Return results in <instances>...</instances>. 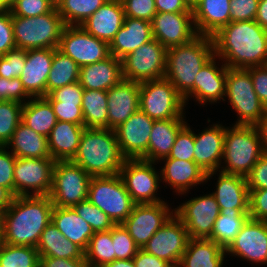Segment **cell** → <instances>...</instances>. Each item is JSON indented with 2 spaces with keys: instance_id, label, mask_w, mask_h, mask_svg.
I'll return each mask as SVG.
<instances>
[{
  "instance_id": "obj_1",
  "label": "cell",
  "mask_w": 267,
  "mask_h": 267,
  "mask_svg": "<svg viewBox=\"0 0 267 267\" xmlns=\"http://www.w3.org/2000/svg\"><path fill=\"white\" fill-rule=\"evenodd\" d=\"M211 37L215 56L228 68L267 65V30L255 20L230 22Z\"/></svg>"
},
{
  "instance_id": "obj_2",
  "label": "cell",
  "mask_w": 267,
  "mask_h": 267,
  "mask_svg": "<svg viewBox=\"0 0 267 267\" xmlns=\"http://www.w3.org/2000/svg\"><path fill=\"white\" fill-rule=\"evenodd\" d=\"M49 195L15 196L3 213V243L35 247L52 221Z\"/></svg>"
},
{
  "instance_id": "obj_3",
  "label": "cell",
  "mask_w": 267,
  "mask_h": 267,
  "mask_svg": "<svg viewBox=\"0 0 267 267\" xmlns=\"http://www.w3.org/2000/svg\"><path fill=\"white\" fill-rule=\"evenodd\" d=\"M211 36L197 35L189 43L167 49L165 78L187 101L194 99V81L203 66L214 56Z\"/></svg>"
},
{
  "instance_id": "obj_4",
  "label": "cell",
  "mask_w": 267,
  "mask_h": 267,
  "mask_svg": "<svg viewBox=\"0 0 267 267\" xmlns=\"http://www.w3.org/2000/svg\"><path fill=\"white\" fill-rule=\"evenodd\" d=\"M125 160L114 130L85 128L78 151L71 161L90 176L100 177L119 174Z\"/></svg>"
},
{
  "instance_id": "obj_5",
  "label": "cell",
  "mask_w": 267,
  "mask_h": 267,
  "mask_svg": "<svg viewBox=\"0 0 267 267\" xmlns=\"http://www.w3.org/2000/svg\"><path fill=\"white\" fill-rule=\"evenodd\" d=\"M263 153L255 125L226 127L220 171L246 177Z\"/></svg>"
},
{
  "instance_id": "obj_6",
  "label": "cell",
  "mask_w": 267,
  "mask_h": 267,
  "mask_svg": "<svg viewBox=\"0 0 267 267\" xmlns=\"http://www.w3.org/2000/svg\"><path fill=\"white\" fill-rule=\"evenodd\" d=\"M16 48L58 49L65 23L56 7L36 17L12 16Z\"/></svg>"
},
{
  "instance_id": "obj_7",
  "label": "cell",
  "mask_w": 267,
  "mask_h": 267,
  "mask_svg": "<svg viewBox=\"0 0 267 267\" xmlns=\"http://www.w3.org/2000/svg\"><path fill=\"white\" fill-rule=\"evenodd\" d=\"M225 97L238 115L234 125H255L267 113L247 69L227 67Z\"/></svg>"
},
{
  "instance_id": "obj_8",
  "label": "cell",
  "mask_w": 267,
  "mask_h": 267,
  "mask_svg": "<svg viewBox=\"0 0 267 267\" xmlns=\"http://www.w3.org/2000/svg\"><path fill=\"white\" fill-rule=\"evenodd\" d=\"M185 102L165 77L140 82L139 109L154 121L184 118Z\"/></svg>"
},
{
  "instance_id": "obj_9",
  "label": "cell",
  "mask_w": 267,
  "mask_h": 267,
  "mask_svg": "<svg viewBox=\"0 0 267 267\" xmlns=\"http://www.w3.org/2000/svg\"><path fill=\"white\" fill-rule=\"evenodd\" d=\"M88 200L108 215L115 224H122L135 205L119 174L92 177Z\"/></svg>"
},
{
  "instance_id": "obj_10",
  "label": "cell",
  "mask_w": 267,
  "mask_h": 267,
  "mask_svg": "<svg viewBox=\"0 0 267 267\" xmlns=\"http://www.w3.org/2000/svg\"><path fill=\"white\" fill-rule=\"evenodd\" d=\"M90 176L81 166L68 161H56L49 197L54 206L73 207L88 199Z\"/></svg>"
},
{
  "instance_id": "obj_11",
  "label": "cell",
  "mask_w": 267,
  "mask_h": 267,
  "mask_svg": "<svg viewBox=\"0 0 267 267\" xmlns=\"http://www.w3.org/2000/svg\"><path fill=\"white\" fill-rule=\"evenodd\" d=\"M156 162L142 159H126L119 175L135 204L162 202L157 192L160 189L161 173L155 170Z\"/></svg>"
},
{
  "instance_id": "obj_12",
  "label": "cell",
  "mask_w": 267,
  "mask_h": 267,
  "mask_svg": "<svg viewBox=\"0 0 267 267\" xmlns=\"http://www.w3.org/2000/svg\"><path fill=\"white\" fill-rule=\"evenodd\" d=\"M167 49L155 38L122 59L123 79L144 82L165 77Z\"/></svg>"
},
{
  "instance_id": "obj_13",
  "label": "cell",
  "mask_w": 267,
  "mask_h": 267,
  "mask_svg": "<svg viewBox=\"0 0 267 267\" xmlns=\"http://www.w3.org/2000/svg\"><path fill=\"white\" fill-rule=\"evenodd\" d=\"M55 162L52 157H16L13 174L15 196L49 195Z\"/></svg>"
},
{
  "instance_id": "obj_14",
  "label": "cell",
  "mask_w": 267,
  "mask_h": 267,
  "mask_svg": "<svg viewBox=\"0 0 267 267\" xmlns=\"http://www.w3.org/2000/svg\"><path fill=\"white\" fill-rule=\"evenodd\" d=\"M219 205L212 193L193 197L174 208V215L184 224L192 239H210Z\"/></svg>"
},
{
  "instance_id": "obj_15",
  "label": "cell",
  "mask_w": 267,
  "mask_h": 267,
  "mask_svg": "<svg viewBox=\"0 0 267 267\" xmlns=\"http://www.w3.org/2000/svg\"><path fill=\"white\" fill-rule=\"evenodd\" d=\"M58 50L79 67L102 61L111 55L107 42L89 34L81 26H65Z\"/></svg>"
},
{
  "instance_id": "obj_16",
  "label": "cell",
  "mask_w": 267,
  "mask_h": 267,
  "mask_svg": "<svg viewBox=\"0 0 267 267\" xmlns=\"http://www.w3.org/2000/svg\"><path fill=\"white\" fill-rule=\"evenodd\" d=\"M171 208L165 201L154 204H135L122 225L139 248H142L174 215V208Z\"/></svg>"
},
{
  "instance_id": "obj_17",
  "label": "cell",
  "mask_w": 267,
  "mask_h": 267,
  "mask_svg": "<svg viewBox=\"0 0 267 267\" xmlns=\"http://www.w3.org/2000/svg\"><path fill=\"white\" fill-rule=\"evenodd\" d=\"M190 236L184 224L173 215L142 247L146 252L178 267Z\"/></svg>"
},
{
  "instance_id": "obj_18",
  "label": "cell",
  "mask_w": 267,
  "mask_h": 267,
  "mask_svg": "<svg viewBox=\"0 0 267 267\" xmlns=\"http://www.w3.org/2000/svg\"><path fill=\"white\" fill-rule=\"evenodd\" d=\"M153 124L154 120L139 109L114 129L121 153L126 159L147 161Z\"/></svg>"
},
{
  "instance_id": "obj_19",
  "label": "cell",
  "mask_w": 267,
  "mask_h": 267,
  "mask_svg": "<svg viewBox=\"0 0 267 267\" xmlns=\"http://www.w3.org/2000/svg\"><path fill=\"white\" fill-rule=\"evenodd\" d=\"M226 255L257 265L267 264V221L248 218L226 249Z\"/></svg>"
},
{
  "instance_id": "obj_20",
  "label": "cell",
  "mask_w": 267,
  "mask_h": 267,
  "mask_svg": "<svg viewBox=\"0 0 267 267\" xmlns=\"http://www.w3.org/2000/svg\"><path fill=\"white\" fill-rule=\"evenodd\" d=\"M151 28L153 38L166 49L187 44L198 35L192 13H157Z\"/></svg>"
},
{
  "instance_id": "obj_21",
  "label": "cell",
  "mask_w": 267,
  "mask_h": 267,
  "mask_svg": "<svg viewBox=\"0 0 267 267\" xmlns=\"http://www.w3.org/2000/svg\"><path fill=\"white\" fill-rule=\"evenodd\" d=\"M214 174H217L218 179L216 188L211 193L219 205L220 212H249L246 177L227 174L220 170L212 171L206 173V183L212 179Z\"/></svg>"
},
{
  "instance_id": "obj_22",
  "label": "cell",
  "mask_w": 267,
  "mask_h": 267,
  "mask_svg": "<svg viewBox=\"0 0 267 267\" xmlns=\"http://www.w3.org/2000/svg\"><path fill=\"white\" fill-rule=\"evenodd\" d=\"M226 126L219 122L194 133V162L206 173L219 171L223 158Z\"/></svg>"
},
{
  "instance_id": "obj_23",
  "label": "cell",
  "mask_w": 267,
  "mask_h": 267,
  "mask_svg": "<svg viewBox=\"0 0 267 267\" xmlns=\"http://www.w3.org/2000/svg\"><path fill=\"white\" fill-rule=\"evenodd\" d=\"M140 83L122 79L107 91L108 129L114 130L139 110Z\"/></svg>"
},
{
  "instance_id": "obj_24",
  "label": "cell",
  "mask_w": 267,
  "mask_h": 267,
  "mask_svg": "<svg viewBox=\"0 0 267 267\" xmlns=\"http://www.w3.org/2000/svg\"><path fill=\"white\" fill-rule=\"evenodd\" d=\"M217 56H213L199 71L194 81V100L202 106L219 101H224L226 89L227 66L216 62ZM218 65V66H217ZM220 66V67H219Z\"/></svg>"
},
{
  "instance_id": "obj_25",
  "label": "cell",
  "mask_w": 267,
  "mask_h": 267,
  "mask_svg": "<svg viewBox=\"0 0 267 267\" xmlns=\"http://www.w3.org/2000/svg\"><path fill=\"white\" fill-rule=\"evenodd\" d=\"M54 57V49L26 50V62L20 79L31 97L46 96V82Z\"/></svg>"
},
{
  "instance_id": "obj_26",
  "label": "cell",
  "mask_w": 267,
  "mask_h": 267,
  "mask_svg": "<svg viewBox=\"0 0 267 267\" xmlns=\"http://www.w3.org/2000/svg\"><path fill=\"white\" fill-rule=\"evenodd\" d=\"M161 161L165 164L159 169L161 181L166 182L178 195H185L198 184H206V172L194 161L174 158H163Z\"/></svg>"
},
{
  "instance_id": "obj_27",
  "label": "cell",
  "mask_w": 267,
  "mask_h": 267,
  "mask_svg": "<svg viewBox=\"0 0 267 267\" xmlns=\"http://www.w3.org/2000/svg\"><path fill=\"white\" fill-rule=\"evenodd\" d=\"M125 17L122 2L107 0L81 27L94 37L110 44L123 26Z\"/></svg>"
},
{
  "instance_id": "obj_28",
  "label": "cell",
  "mask_w": 267,
  "mask_h": 267,
  "mask_svg": "<svg viewBox=\"0 0 267 267\" xmlns=\"http://www.w3.org/2000/svg\"><path fill=\"white\" fill-rule=\"evenodd\" d=\"M153 39L151 22L125 17L123 26L109 44L110 54L122 60L141 45Z\"/></svg>"
},
{
  "instance_id": "obj_29",
  "label": "cell",
  "mask_w": 267,
  "mask_h": 267,
  "mask_svg": "<svg viewBox=\"0 0 267 267\" xmlns=\"http://www.w3.org/2000/svg\"><path fill=\"white\" fill-rule=\"evenodd\" d=\"M122 79V60L113 55L102 61L80 67L79 83L86 90L108 91Z\"/></svg>"
},
{
  "instance_id": "obj_30",
  "label": "cell",
  "mask_w": 267,
  "mask_h": 267,
  "mask_svg": "<svg viewBox=\"0 0 267 267\" xmlns=\"http://www.w3.org/2000/svg\"><path fill=\"white\" fill-rule=\"evenodd\" d=\"M230 0H199L192 14L198 35L213 36L230 23Z\"/></svg>"
},
{
  "instance_id": "obj_31",
  "label": "cell",
  "mask_w": 267,
  "mask_h": 267,
  "mask_svg": "<svg viewBox=\"0 0 267 267\" xmlns=\"http://www.w3.org/2000/svg\"><path fill=\"white\" fill-rule=\"evenodd\" d=\"M85 127L66 121H57L50 131L48 148L55 161L72 160L76 155Z\"/></svg>"
},
{
  "instance_id": "obj_32",
  "label": "cell",
  "mask_w": 267,
  "mask_h": 267,
  "mask_svg": "<svg viewBox=\"0 0 267 267\" xmlns=\"http://www.w3.org/2000/svg\"><path fill=\"white\" fill-rule=\"evenodd\" d=\"M187 124L185 118L154 121L147 150V161L158 163L168 157L178 132Z\"/></svg>"
},
{
  "instance_id": "obj_33",
  "label": "cell",
  "mask_w": 267,
  "mask_h": 267,
  "mask_svg": "<svg viewBox=\"0 0 267 267\" xmlns=\"http://www.w3.org/2000/svg\"><path fill=\"white\" fill-rule=\"evenodd\" d=\"M226 250L210 239H189L178 267H223Z\"/></svg>"
},
{
  "instance_id": "obj_34",
  "label": "cell",
  "mask_w": 267,
  "mask_h": 267,
  "mask_svg": "<svg viewBox=\"0 0 267 267\" xmlns=\"http://www.w3.org/2000/svg\"><path fill=\"white\" fill-rule=\"evenodd\" d=\"M52 222L67 239L77 244L84 251L87 249L94 231L72 207L54 206Z\"/></svg>"
},
{
  "instance_id": "obj_35",
  "label": "cell",
  "mask_w": 267,
  "mask_h": 267,
  "mask_svg": "<svg viewBox=\"0 0 267 267\" xmlns=\"http://www.w3.org/2000/svg\"><path fill=\"white\" fill-rule=\"evenodd\" d=\"M6 147L20 158H50L47 137L38 134L24 123L15 129Z\"/></svg>"
},
{
  "instance_id": "obj_36",
  "label": "cell",
  "mask_w": 267,
  "mask_h": 267,
  "mask_svg": "<svg viewBox=\"0 0 267 267\" xmlns=\"http://www.w3.org/2000/svg\"><path fill=\"white\" fill-rule=\"evenodd\" d=\"M39 256L85 259L84 250L67 239L51 221L41 233L36 246Z\"/></svg>"
},
{
  "instance_id": "obj_37",
  "label": "cell",
  "mask_w": 267,
  "mask_h": 267,
  "mask_svg": "<svg viewBox=\"0 0 267 267\" xmlns=\"http://www.w3.org/2000/svg\"><path fill=\"white\" fill-rule=\"evenodd\" d=\"M21 122L38 134L48 137L57 118L45 97H32L23 105Z\"/></svg>"
},
{
  "instance_id": "obj_38",
  "label": "cell",
  "mask_w": 267,
  "mask_h": 267,
  "mask_svg": "<svg viewBox=\"0 0 267 267\" xmlns=\"http://www.w3.org/2000/svg\"><path fill=\"white\" fill-rule=\"evenodd\" d=\"M81 107L85 128H108L107 91L84 89Z\"/></svg>"
},
{
  "instance_id": "obj_39",
  "label": "cell",
  "mask_w": 267,
  "mask_h": 267,
  "mask_svg": "<svg viewBox=\"0 0 267 267\" xmlns=\"http://www.w3.org/2000/svg\"><path fill=\"white\" fill-rule=\"evenodd\" d=\"M80 67L70 57L54 49V57L46 82V95L54 89L79 81Z\"/></svg>"
},
{
  "instance_id": "obj_40",
  "label": "cell",
  "mask_w": 267,
  "mask_h": 267,
  "mask_svg": "<svg viewBox=\"0 0 267 267\" xmlns=\"http://www.w3.org/2000/svg\"><path fill=\"white\" fill-rule=\"evenodd\" d=\"M248 218L249 212H220L215 220L210 240L226 250Z\"/></svg>"
},
{
  "instance_id": "obj_41",
  "label": "cell",
  "mask_w": 267,
  "mask_h": 267,
  "mask_svg": "<svg viewBox=\"0 0 267 267\" xmlns=\"http://www.w3.org/2000/svg\"><path fill=\"white\" fill-rule=\"evenodd\" d=\"M84 257L89 267H104L115 260L112 228L108 231L94 232L84 251Z\"/></svg>"
},
{
  "instance_id": "obj_42",
  "label": "cell",
  "mask_w": 267,
  "mask_h": 267,
  "mask_svg": "<svg viewBox=\"0 0 267 267\" xmlns=\"http://www.w3.org/2000/svg\"><path fill=\"white\" fill-rule=\"evenodd\" d=\"M107 0H62L56 7L67 26H81Z\"/></svg>"
},
{
  "instance_id": "obj_43",
  "label": "cell",
  "mask_w": 267,
  "mask_h": 267,
  "mask_svg": "<svg viewBox=\"0 0 267 267\" xmlns=\"http://www.w3.org/2000/svg\"><path fill=\"white\" fill-rule=\"evenodd\" d=\"M0 267H39V254L35 247L0 244Z\"/></svg>"
},
{
  "instance_id": "obj_44",
  "label": "cell",
  "mask_w": 267,
  "mask_h": 267,
  "mask_svg": "<svg viewBox=\"0 0 267 267\" xmlns=\"http://www.w3.org/2000/svg\"><path fill=\"white\" fill-rule=\"evenodd\" d=\"M22 103L0 102V146H6L22 120Z\"/></svg>"
},
{
  "instance_id": "obj_45",
  "label": "cell",
  "mask_w": 267,
  "mask_h": 267,
  "mask_svg": "<svg viewBox=\"0 0 267 267\" xmlns=\"http://www.w3.org/2000/svg\"><path fill=\"white\" fill-rule=\"evenodd\" d=\"M72 208L91 226L94 232L108 231L115 225L108 215L88 199L79 202Z\"/></svg>"
},
{
  "instance_id": "obj_46",
  "label": "cell",
  "mask_w": 267,
  "mask_h": 267,
  "mask_svg": "<svg viewBox=\"0 0 267 267\" xmlns=\"http://www.w3.org/2000/svg\"><path fill=\"white\" fill-rule=\"evenodd\" d=\"M112 241L115 259H132L140 249L122 224L112 227Z\"/></svg>"
},
{
  "instance_id": "obj_47",
  "label": "cell",
  "mask_w": 267,
  "mask_h": 267,
  "mask_svg": "<svg viewBox=\"0 0 267 267\" xmlns=\"http://www.w3.org/2000/svg\"><path fill=\"white\" fill-rule=\"evenodd\" d=\"M26 50L15 48L0 56V77L6 79L20 78L25 67Z\"/></svg>"
},
{
  "instance_id": "obj_48",
  "label": "cell",
  "mask_w": 267,
  "mask_h": 267,
  "mask_svg": "<svg viewBox=\"0 0 267 267\" xmlns=\"http://www.w3.org/2000/svg\"><path fill=\"white\" fill-rule=\"evenodd\" d=\"M190 124H186L177 134L173 147L168 157L194 161V131L191 130Z\"/></svg>"
},
{
  "instance_id": "obj_49",
  "label": "cell",
  "mask_w": 267,
  "mask_h": 267,
  "mask_svg": "<svg viewBox=\"0 0 267 267\" xmlns=\"http://www.w3.org/2000/svg\"><path fill=\"white\" fill-rule=\"evenodd\" d=\"M55 6L49 0H12L11 15L36 17L51 12Z\"/></svg>"
},
{
  "instance_id": "obj_50",
  "label": "cell",
  "mask_w": 267,
  "mask_h": 267,
  "mask_svg": "<svg viewBox=\"0 0 267 267\" xmlns=\"http://www.w3.org/2000/svg\"><path fill=\"white\" fill-rule=\"evenodd\" d=\"M30 98L32 97L25 91L20 78L0 77V102L15 101L25 104Z\"/></svg>"
},
{
  "instance_id": "obj_51",
  "label": "cell",
  "mask_w": 267,
  "mask_h": 267,
  "mask_svg": "<svg viewBox=\"0 0 267 267\" xmlns=\"http://www.w3.org/2000/svg\"><path fill=\"white\" fill-rule=\"evenodd\" d=\"M121 2L126 17L151 22L157 14L155 0H122Z\"/></svg>"
},
{
  "instance_id": "obj_52",
  "label": "cell",
  "mask_w": 267,
  "mask_h": 267,
  "mask_svg": "<svg viewBox=\"0 0 267 267\" xmlns=\"http://www.w3.org/2000/svg\"><path fill=\"white\" fill-rule=\"evenodd\" d=\"M16 156L6 146H0V186L15 196L14 167Z\"/></svg>"
},
{
  "instance_id": "obj_53",
  "label": "cell",
  "mask_w": 267,
  "mask_h": 267,
  "mask_svg": "<svg viewBox=\"0 0 267 267\" xmlns=\"http://www.w3.org/2000/svg\"><path fill=\"white\" fill-rule=\"evenodd\" d=\"M57 121H66L84 126L82 104H69L60 101H49Z\"/></svg>"
},
{
  "instance_id": "obj_54",
  "label": "cell",
  "mask_w": 267,
  "mask_h": 267,
  "mask_svg": "<svg viewBox=\"0 0 267 267\" xmlns=\"http://www.w3.org/2000/svg\"><path fill=\"white\" fill-rule=\"evenodd\" d=\"M260 0H230V22L255 20Z\"/></svg>"
},
{
  "instance_id": "obj_55",
  "label": "cell",
  "mask_w": 267,
  "mask_h": 267,
  "mask_svg": "<svg viewBox=\"0 0 267 267\" xmlns=\"http://www.w3.org/2000/svg\"><path fill=\"white\" fill-rule=\"evenodd\" d=\"M84 89L79 81L54 89L45 98L48 101H60L69 104H82V95Z\"/></svg>"
},
{
  "instance_id": "obj_56",
  "label": "cell",
  "mask_w": 267,
  "mask_h": 267,
  "mask_svg": "<svg viewBox=\"0 0 267 267\" xmlns=\"http://www.w3.org/2000/svg\"><path fill=\"white\" fill-rule=\"evenodd\" d=\"M248 191L267 189V153L264 152L246 176Z\"/></svg>"
},
{
  "instance_id": "obj_57",
  "label": "cell",
  "mask_w": 267,
  "mask_h": 267,
  "mask_svg": "<svg viewBox=\"0 0 267 267\" xmlns=\"http://www.w3.org/2000/svg\"><path fill=\"white\" fill-rule=\"evenodd\" d=\"M15 48L11 11L0 12V56Z\"/></svg>"
},
{
  "instance_id": "obj_58",
  "label": "cell",
  "mask_w": 267,
  "mask_h": 267,
  "mask_svg": "<svg viewBox=\"0 0 267 267\" xmlns=\"http://www.w3.org/2000/svg\"><path fill=\"white\" fill-rule=\"evenodd\" d=\"M249 218L267 221V189L249 191Z\"/></svg>"
},
{
  "instance_id": "obj_59",
  "label": "cell",
  "mask_w": 267,
  "mask_h": 267,
  "mask_svg": "<svg viewBox=\"0 0 267 267\" xmlns=\"http://www.w3.org/2000/svg\"><path fill=\"white\" fill-rule=\"evenodd\" d=\"M253 81L254 91L267 110V65L247 68Z\"/></svg>"
},
{
  "instance_id": "obj_60",
  "label": "cell",
  "mask_w": 267,
  "mask_h": 267,
  "mask_svg": "<svg viewBox=\"0 0 267 267\" xmlns=\"http://www.w3.org/2000/svg\"><path fill=\"white\" fill-rule=\"evenodd\" d=\"M39 267H89L85 259L39 256Z\"/></svg>"
},
{
  "instance_id": "obj_61",
  "label": "cell",
  "mask_w": 267,
  "mask_h": 267,
  "mask_svg": "<svg viewBox=\"0 0 267 267\" xmlns=\"http://www.w3.org/2000/svg\"><path fill=\"white\" fill-rule=\"evenodd\" d=\"M135 267H173L165 260L159 259L156 256L146 252L142 248L133 257Z\"/></svg>"
},
{
  "instance_id": "obj_62",
  "label": "cell",
  "mask_w": 267,
  "mask_h": 267,
  "mask_svg": "<svg viewBox=\"0 0 267 267\" xmlns=\"http://www.w3.org/2000/svg\"><path fill=\"white\" fill-rule=\"evenodd\" d=\"M157 13H192L183 0H155Z\"/></svg>"
},
{
  "instance_id": "obj_63",
  "label": "cell",
  "mask_w": 267,
  "mask_h": 267,
  "mask_svg": "<svg viewBox=\"0 0 267 267\" xmlns=\"http://www.w3.org/2000/svg\"><path fill=\"white\" fill-rule=\"evenodd\" d=\"M258 130L263 151L267 153V113L255 124Z\"/></svg>"
},
{
  "instance_id": "obj_64",
  "label": "cell",
  "mask_w": 267,
  "mask_h": 267,
  "mask_svg": "<svg viewBox=\"0 0 267 267\" xmlns=\"http://www.w3.org/2000/svg\"><path fill=\"white\" fill-rule=\"evenodd\" d=\"M255 21L267 30V0H260Z\"/></svg>"
},
{
  "instance_id": "obj_65",
  "label": "cell",
  "mask_w": 267,
  "mask_h": 267,
  "mask_svg": "<svg viewBox=\"0 0 267 267\" xmlns=\"http://www.w3.org/2000/svg\"><path fill=\"white\" fill-rule=\"evenodd\" d=\"M15 196L6 188L0 186V211L5 210L10 206Z\"/></svg>"
},
{
  "instance_id": "obj_66",
  "label": "cell",
  "mask_w": 267,
  "mask_h": 267,
  "mask_svg": "<svg viewBox=\"0 0 267 267\" xmlns=\"http://www.w3.org/2000/svg\"><path fill=\"white\" fill-rule=\"evenodd\" d=\"M104 267H135L132 259H115L112 262L106 264Z\"/></svg>"
},
{
  "instance_id": "obj_67",
  "label": "cell",
  "mask_w": 267,
  "mask_h": 267,
  "mask_svg": "<svg viewBox=\"0 0 267 267\" xmlns=\"http://www.w3.org/2000/svg\"><path fill=\"white\" fill-rule=\"evenodd\" d=\"M12 6V0H0V12L10 11Z\"/></svg>"
},
{
  "instance_id": "obj_68",
  "label": "cell",
  "mask_w": 267,
  "mask_h": 267,
  "mask_svg": "<svg viewBox=\"0 0 267 267\" xmlns=\"http://www.w3.org/2000/svg\"><path fill=\"white\" fill-rule=\"evenodd\" d=\"M187 7L191 10L198 4L199 0H183Z\"/></svg>"
},
{
  "instance_id": "obj_69",
  "label": "cell",
  "mask_w": 267,
  "mask_h": 267,
  "mask_svg": "<svg viewBox=\"0 0 267 267\" xmlns=\"http://www.w3.org/2000/svg\"><path fill=\"white\" fill-rule=\"evenodd\" d=\"M3 241V212L0 211V244Z\"/></svg>"
},
{
  "instance_id": "obj_70",
  "label": "cell",
  "mask_w": 267,
  "mask_h": 267,
  "mask_svg": "<svg viewBox=\"0 0 267 267\" xmlns=\"http://www.w3.org/2000/svg\"><path fill=\"white\" fill-rule=\"evenodd\" d=\"M55 7H57L62 0H49Z\"/></svg>"
}]
</instances>
